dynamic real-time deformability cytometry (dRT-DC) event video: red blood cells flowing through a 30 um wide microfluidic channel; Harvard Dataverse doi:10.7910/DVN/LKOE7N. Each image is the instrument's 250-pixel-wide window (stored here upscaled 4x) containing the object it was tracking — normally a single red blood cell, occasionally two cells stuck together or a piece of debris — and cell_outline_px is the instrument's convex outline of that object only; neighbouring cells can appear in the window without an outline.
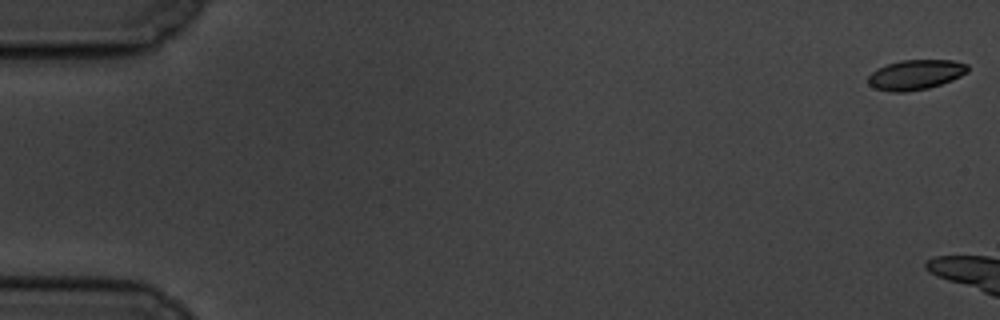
{"species": "common noctule bat (a hibernating species)", "species_latin": "Nyctalus noctula", "temperature_condition": "cold", "stored_images_in_passage": 11, "camera_frame_rate_fps": 3000, "um_per_image_px": 0.085, "animal": {"sex": "male", "body_mass_g": 19.5, "forearm_length_mm": 54.6}, "frame": {"image": 1, "passage_image": 1, "time_ms": 0.0, "image_size_px": [1000, 320], "cell_outline_px": [[968, 72], [952, 80], [928, 88], [904, 92], [888, 92], [876, 88], [868, 84], [868, 76], [876, 68], [900, 60], [952, 60], [968, 64]], "centroid_in_image_um": [77.81, 6.35], "position_along_channel_um": 7.2, "area_um2": 17.4}}